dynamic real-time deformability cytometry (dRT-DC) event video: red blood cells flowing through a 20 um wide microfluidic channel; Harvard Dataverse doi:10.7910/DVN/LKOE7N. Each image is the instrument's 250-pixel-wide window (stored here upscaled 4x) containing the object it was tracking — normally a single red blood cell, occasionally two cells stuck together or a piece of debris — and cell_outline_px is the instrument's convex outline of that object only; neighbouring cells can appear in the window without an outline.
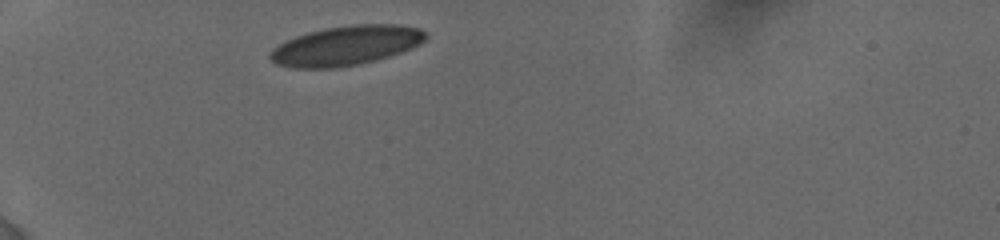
{"species": "human", "species_latin": "Homo sapiens", "temperature_condition": "cold", "stored_images_in_passage": 6, "camera_frame_rate_fps": 3000, "um_per_image_px": 0.085, "donor": {"sex": "female"}, "frame": {"image": 1, "passage_image": 1, "time_ms": 0.0, "image_size_px": [1000, 240], "cell_outline_px": [[428, 36], [420, 44], [412, 48], [376, 60], [360, 64], [336, 68], [288, 68], [276, 64], [268, 60], [268, 52], [272, 48], [296, 36], [308, 32], [324, 28], [352, 24], [396, 24], [420, 28], [428, 32]], "centroid_in_image_um": [29.39, 3.88], "position_along_channel_um": 55.6, "area_um2": 36.24}}
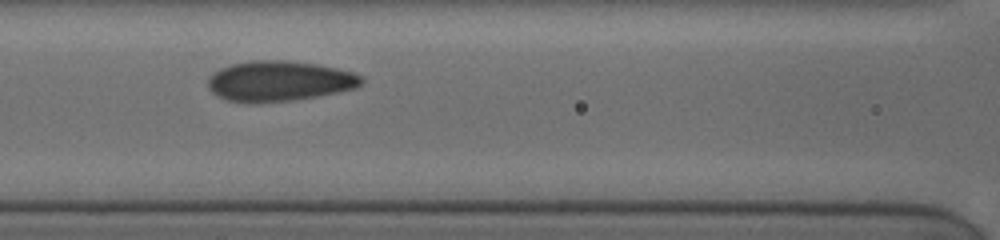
{"frame": {"image": 2, "passage_image": 4, "time_ms": 3.0, "image_size_px": [1000, 240], "cell_outline_px": [[364, 80], [356, 88], [316, 96], [292, 100], [228, 100], [216, 96], [208, 88], [208, 76], [212, 72], [220, 68], [232, 64], [252, 60], [284, 60], [316, 64], [336, 68], [352, 72], [364, 76]], "centroid_in_image_um": [23.74, 6.85], "position_along_channel_um": 142.9, "area_um2": 35.37}}
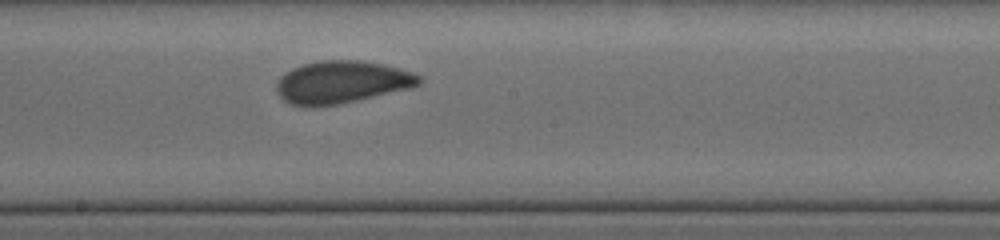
{"frame": {"image": 3, "passage_image": 6, "time_ms": 5.0, "image_size_px": [1000, 240], "cell_outline_px": [[424, 80], [420, 84], [408, 88], [340, 104], [316, 108], [292, 104], [284, 100], [276, 92], [276, 84], [280, 76], [292, 68], [304, 64], [320, 60], [360, 60], [384, 64], [412, 72], [424, 76]], "centroid_in_image_um": [29.04, 6.98], "position_along_channel_um": 219.2, "area_um2": 35.49}}